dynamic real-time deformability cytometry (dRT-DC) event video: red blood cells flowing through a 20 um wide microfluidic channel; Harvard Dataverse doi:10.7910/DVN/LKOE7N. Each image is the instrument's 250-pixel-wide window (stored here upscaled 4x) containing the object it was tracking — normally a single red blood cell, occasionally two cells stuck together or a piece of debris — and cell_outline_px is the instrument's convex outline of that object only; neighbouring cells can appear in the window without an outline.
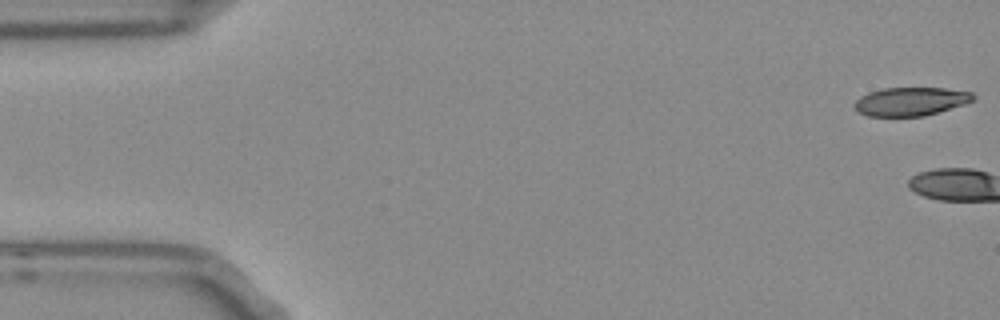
{"species": "Egyptian fruit bat (a non-hibernating species)", "species_latin": "Rousettus aegyptiacus", "temperature_condition": "room temperature", "stored_images_in_passage": 3, "camera_frame_rate_fps": 3000, "um_per_image_px": 0.085, "frame": {"image": 1, "passage_image": 1, "time_ms": 0.0, "image_size_px": [1000, 320], "cell_outline_px": [[976, 100], [964, 104], [924, 116], [868, 116], [856, 112], [852, 104], [860, 96], [868, 92], [884, 88], [944, 88], [972, 92], [976, 96]], "centroid_in_image_um": [77.39, 8.62], "position_along_channel_um": 7.6, "area_um2": 19.88}}